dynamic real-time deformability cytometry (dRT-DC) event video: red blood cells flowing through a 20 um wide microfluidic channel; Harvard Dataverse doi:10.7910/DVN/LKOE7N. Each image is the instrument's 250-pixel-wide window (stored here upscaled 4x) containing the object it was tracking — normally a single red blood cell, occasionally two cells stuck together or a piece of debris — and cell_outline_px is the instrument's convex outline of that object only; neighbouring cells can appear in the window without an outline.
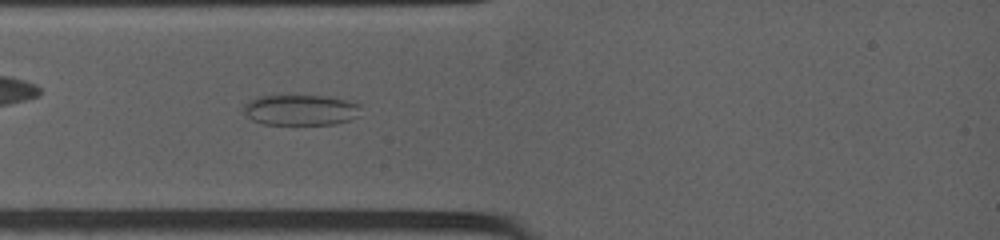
{"species": "common noctule bat (a hibernating species)", "species_latin": "Nyctalus noctula", "temperature_condition": "warm", "stored_images_in_passage": 13, "camera_frame_rate_fps": 4500, "um_per_image_px": 0.085, "animal": {"sex": "female", "body_mass_g": 19.0, "forearm_length_mm": 53.3}, "frame": {"image": 1, "passage_image": 4, "time_ms": 1.111, "image_size_px": [1000, 240], "cell_outline_px": [[360, 116], [336, 124], [264, 124], [252, 120], [244, 112], [244, 104], [256, 96], [328, 96], [360, 104]], "centroid_in_image_um": [25.56, 9.35], "position_along_channel_um": 59.4, "area_um2": 20.87}}
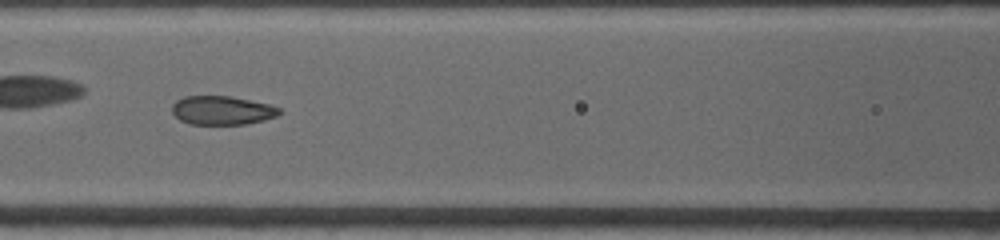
{"frame": {"image": 2, "passage_image": 10, "time_ms": 3.333, "image_size_px": [1000, 240], "cell_outline_px": [[284, 112], [276, 116], [264, 120], [244, 124], [188, 124], [180, 120], [172, 112], [172, 104], [176, 100], [184, 96], [232, 96], [268, 104], [280, 108]], "centroid_in_image_um": [18.88, 9.37], "position_along_channel_um": 147.7, "area_um2": 18.09}}